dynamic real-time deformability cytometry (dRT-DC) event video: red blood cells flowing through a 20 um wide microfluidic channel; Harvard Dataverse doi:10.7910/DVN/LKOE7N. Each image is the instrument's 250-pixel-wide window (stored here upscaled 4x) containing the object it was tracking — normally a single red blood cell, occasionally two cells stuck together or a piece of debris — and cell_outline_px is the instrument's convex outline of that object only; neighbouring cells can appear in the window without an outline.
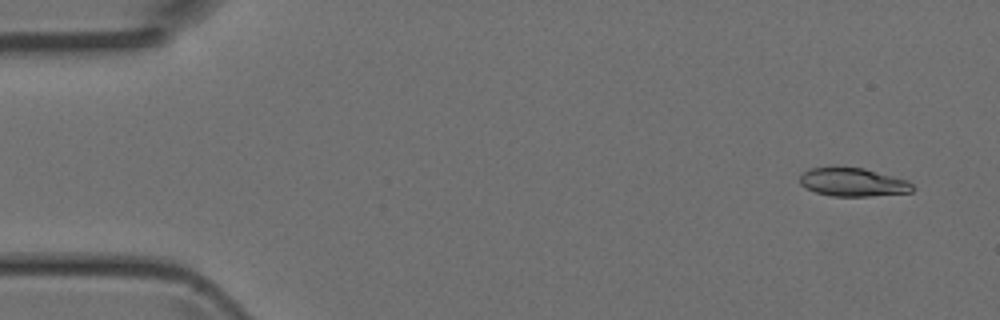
{"species": "Egyptian fruit bat (a non-hibernating species)", "species_latin": "Rousettus aegyptiacus", "temperature_condition": "room temperature", "stored_images_in_passage": 4, "camera_frame_rate_fps": 3000, "um_per_image_px": 0.085, "animal": {"sex": "female"}, "frame": {"image": 1, "passage_image": 1, "time_ms": 0.0, "image_size_px": [1000, 320], "cell_outline_px": [[916, 188], [912, 192], [868, 196], [832, 196], [816, 192], [800, 184], [800, 176], [804, 172], [812, 168], [864, 168], [908, 180]], "centroid_in_image_um": [72.56, 15.5], "position_along_channel_um": 12.4, "area_um2": 18.38}}
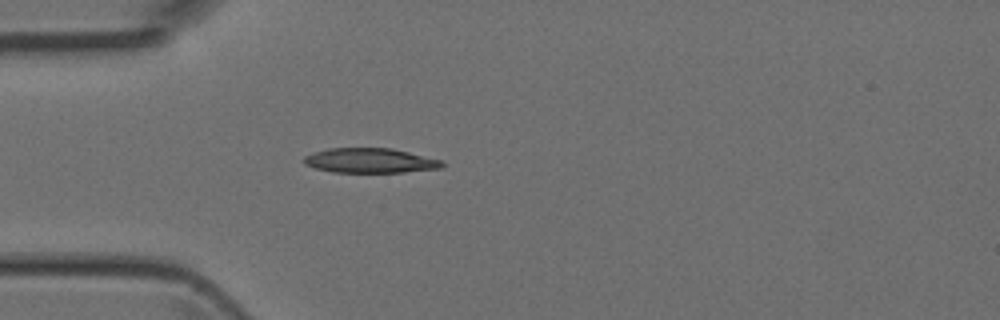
{"frame": {"image": 2, "passage_image": 4, "time_ms": 1.0, "image_size_px": [1000, 320], "cell_outline_px": [[444, 168], [404, 172], [332, 172], [316, 168], [304, 164], [300, 160], [304, 156], [312, 152], [328, 148], [392, 148], [444, 160]], "centroid_in_image_um": [31.46, 13.64], "position_along_channel_um": 53.5, "area_um2": 20.23}}